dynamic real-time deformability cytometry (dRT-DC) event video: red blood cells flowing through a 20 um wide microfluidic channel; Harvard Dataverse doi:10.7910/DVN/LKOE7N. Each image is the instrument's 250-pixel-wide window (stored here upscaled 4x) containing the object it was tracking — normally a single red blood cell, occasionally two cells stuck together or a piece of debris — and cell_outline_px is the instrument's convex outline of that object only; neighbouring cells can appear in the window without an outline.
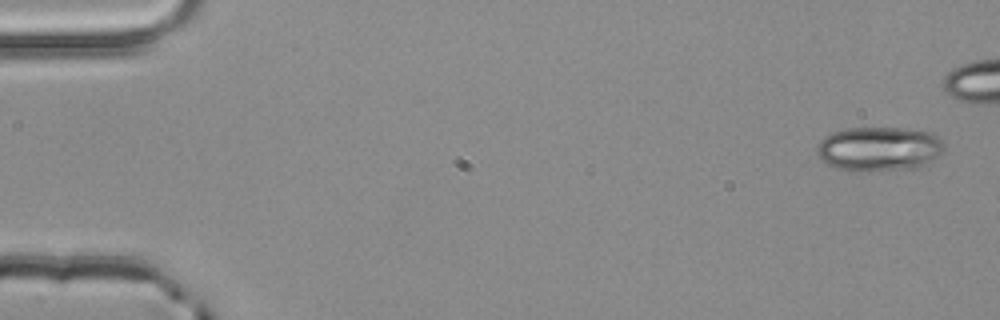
{"species": "common noctule bat (a hibernating species)", "species_latin": "Nyctalus noctula", "temperature_condition": "room temperature", "stored_images_in_passage": 5, "camera_frame_rate_fps": 3000, "um_per_image_px": 0.085, "animal": {"sex": "male", "body_mass_g": 20.4}, "frame": {"image": 1, "passage_image": 1, "time_ms": 0.0, "image_size_px": [1000, 320], "cell_outline_px": [[944, 152], [932, 160], [916, 168], [860, 172], [848, 172], [824, 164], [820, 160], [816, 152], [816, 144], [824, 136], [832, 132], [848, 128], [900, 128], [928, 132], [936, 136], [944, 144]], "centroid_in_image_um": [74.64, 12.68], "position_along_channel_um": 10.4, "area_um2": 33.41}}